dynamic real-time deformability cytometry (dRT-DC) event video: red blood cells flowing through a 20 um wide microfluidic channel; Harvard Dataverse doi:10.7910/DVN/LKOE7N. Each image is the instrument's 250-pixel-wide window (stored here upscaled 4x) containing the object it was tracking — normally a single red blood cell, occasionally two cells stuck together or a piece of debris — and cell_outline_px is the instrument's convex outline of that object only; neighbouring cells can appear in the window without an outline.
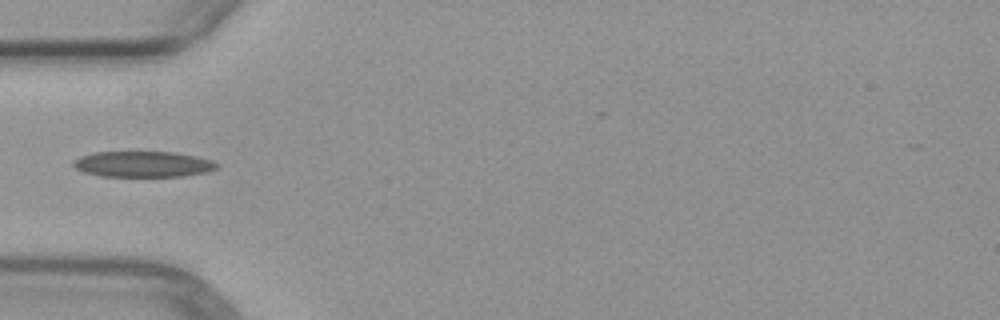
{"species": "common noctule bat (a hibernating species)", "species_latin": "Nyctalus noctula", "temperature_condition": "warm", "stored_images_in_passage": 5, "camera_frame_rate_fps": 3000, "um_per_image_px": 0.085, "animal": {"sex": "female", "body_mass_g": 29.2, "forearm_length_mm": 56.3}, "frame": {"image": 1, "passage_image": 4, "time_ms": 3.667, "image_size_px": [1000, 320], "cell_outline_px": [[220, 164], [216, 168], [208, 172], [184, 176], [100, 176], [84, 172], [76, 168], [72, 164], [72, 160], [80, 156], [96, 152], [172, 152], [196, 156], [212, 160]], "centroid_in_image_um": [12.16, 13.95], "position_along_channel_um": 72.8, "area_um2": 21.62}}
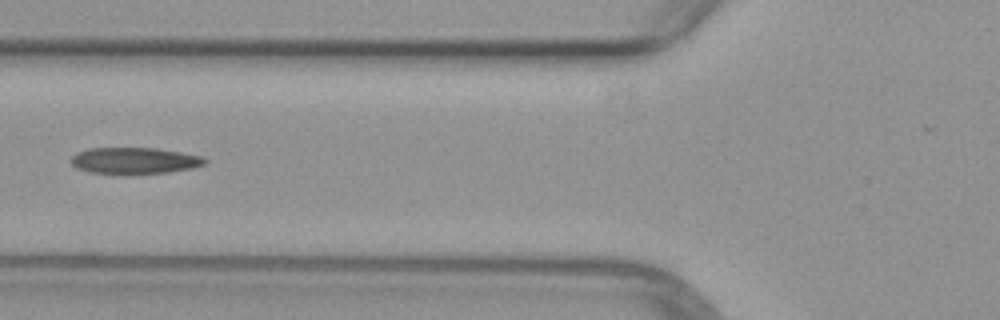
{"frame": {"image": 2, "passage_image": 5, "time_ms": 4.667, "image_size_px": [1000, 320], "cell_outline_px": [[208, 160], [204, 164], [192, 168], [168, 172], [132, 176], [124, 176], [88, 172], [76, 168], [72, 164], [72, 156], [76, 152], [88, 148], [156, 148], [204, 156]], "centroid_in_image_um": [11.41, 13.69], "position_along_channel_um": 114.4, "area_um2": 21.33}}